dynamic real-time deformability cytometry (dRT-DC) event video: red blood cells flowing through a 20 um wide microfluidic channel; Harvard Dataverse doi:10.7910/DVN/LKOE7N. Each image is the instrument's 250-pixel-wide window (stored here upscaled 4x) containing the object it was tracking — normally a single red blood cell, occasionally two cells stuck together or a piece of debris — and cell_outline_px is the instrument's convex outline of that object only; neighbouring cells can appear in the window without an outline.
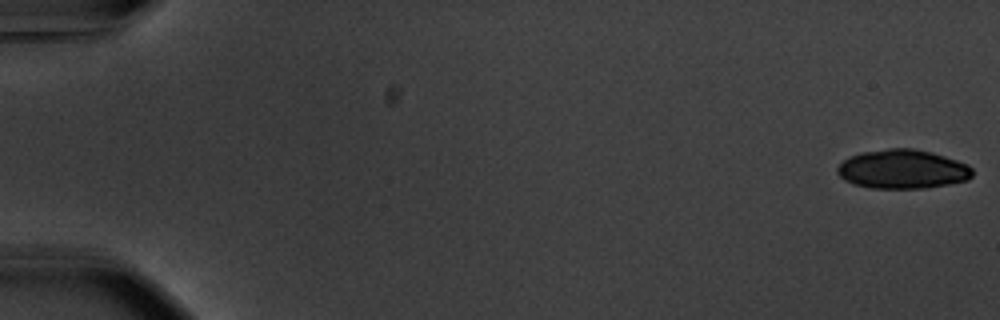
{"species": "common noctule bat (a hibernating species)", "species_latin": "Nyctalus noctula", "temperature_condition": "warm", "stored_images_in_passage": 55, "camera_frame_rate_fps": 3000, "um_per_image_px": 0.085, "animal": {"sex": "male", "body_mass_g": 20.1, "forearm_length_mm": 53.5}, "frame": {"image": 1, "passage_image": 1, "time_ms": 0.0, "image_size_px": [1000, 320], "cell_outline_px": [[972, 176], [968, 180], [948, 184], [924, 188], [868, 188], [852, 184], [844, 180], [836, 172], [836, 168], [844, 160], [852, 156], [864, 152], [888, 148], [912, 148], [932, 152], [968, 164], [972, 168]], "centroid_in_image_um": [76.71, 14.39], "position_along_channel_um": 8.3, "area_um2": 30.75}}